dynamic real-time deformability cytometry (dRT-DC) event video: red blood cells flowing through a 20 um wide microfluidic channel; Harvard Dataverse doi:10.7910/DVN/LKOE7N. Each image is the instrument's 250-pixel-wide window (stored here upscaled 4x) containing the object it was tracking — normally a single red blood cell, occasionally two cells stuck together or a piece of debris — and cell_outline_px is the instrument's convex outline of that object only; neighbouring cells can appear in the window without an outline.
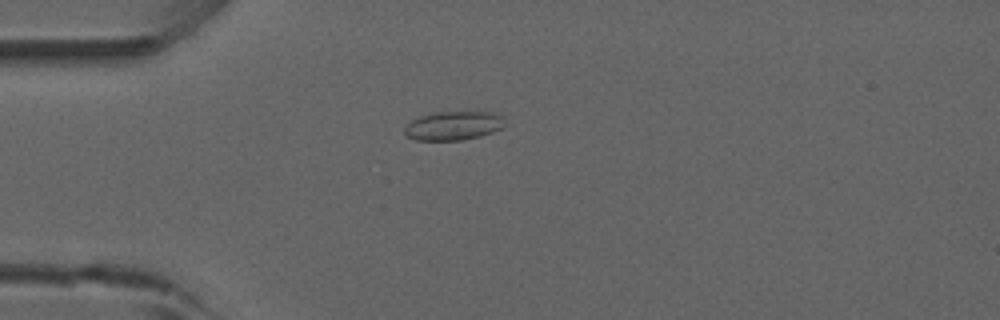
{"species": "common noctule bat (a hibernating species)", "species_latin": "Nyctalus noctula", "temperature_condition": "room temperature", "stored_images_in_passage": 24, "camera_frame_rate_fps": 3000, "um_per_image_px": 0.085, "animal": {"sex": "male", "forearm_length_mm": 52.5}, "frame": {"image": 1, "passage_image": 11, "time_ms": 3.333, "image_size_px": [1000, 320], "cell_outline_px": [[504, 124], [500, 128], [492, 132], [480, 136], [460, 140], [416, 140], [408, 136], [404, 132], [404, 128], [412, 120], [420, 116], [436, 112], [468, 108], [476, 108], [500, 112]], "centroid_in_image_um": [38.62, 10.6], "position_along_channel_um": 46.4, "area_um2": 17.74}}
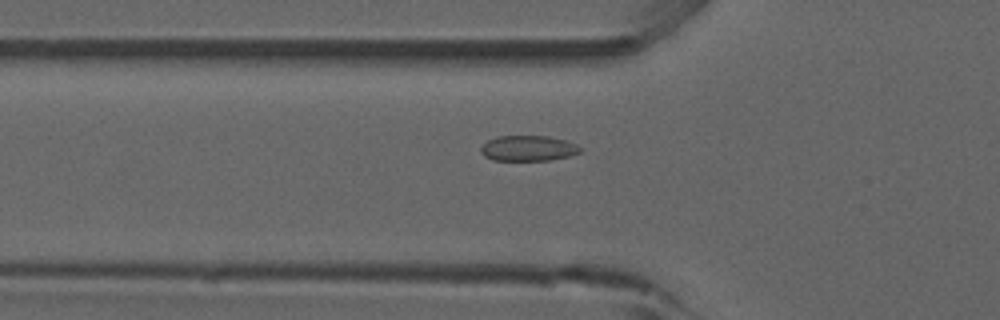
{"frame": {"image": 2, "passage_image": 15, "time_ms": 4.667, "image_size_px": [1000, 320], "cell_outline_px": [[580, 152], [568, 156], [548, 160], [492, 160], [484, 156], [480, 152], [480, 148], [488, 140], [496, 136], [548, 136], [564, 140], [576, 144], [580, 148]], "centroid_in_image_um": [44.85, 12.6], "position_along_channel_um": 81.0, "area_um2": 14.62}}
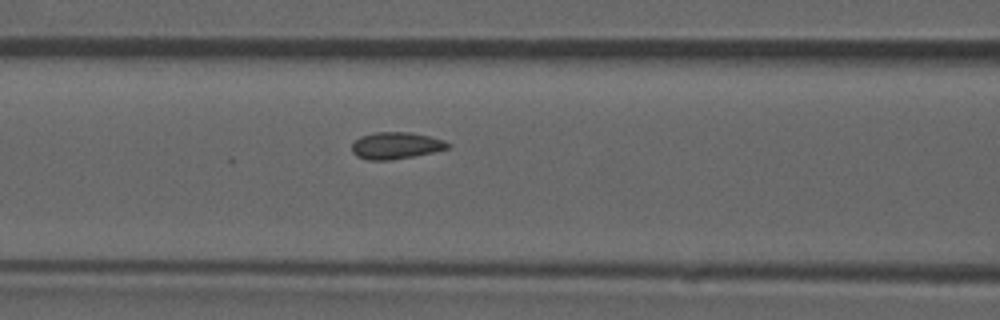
{"frame": {"image": 3, "passage_image": 19, "time_ms": 6.0, "image_size_px": [1000, 320], "cell_outline_px": [[452, 144], [448, 148], [432, 152], [392, 160], [368, 160], [356, 156], [352, 152], [352, 144], [360, 136], [376, 132], [408, 132], [428, 136], [444, 140]], "centroid_in_image_um": [33.63, 12.37], "position_along_channel_um": 133.0, "area_um2": 14.91}}